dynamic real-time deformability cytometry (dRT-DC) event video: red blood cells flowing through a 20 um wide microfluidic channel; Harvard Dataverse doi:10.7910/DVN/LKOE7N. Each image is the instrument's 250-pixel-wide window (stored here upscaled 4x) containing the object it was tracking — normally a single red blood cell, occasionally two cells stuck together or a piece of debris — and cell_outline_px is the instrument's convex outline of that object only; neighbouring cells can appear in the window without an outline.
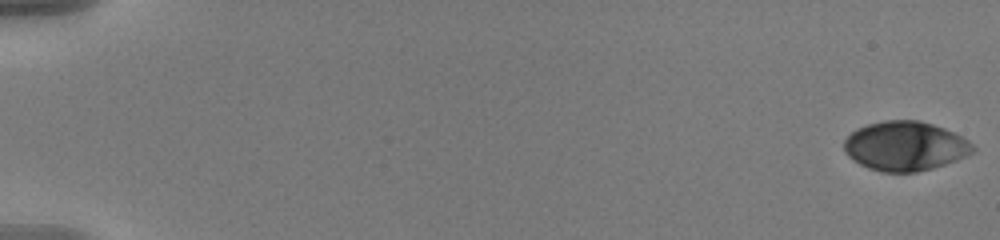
{"species": "human", "species_latin": "Homo sapiens", "temperature_condition": "warm", "stored_images_in_passage": 13, "camera_frame_rate_fps": 3000, "um_per_image_px": 0.085, "donor": {"sex": "male"}, "frame": {"image": 1, "passage_image": 1, "time_ms": 0.0, "image_size_px": [1000, 240], "cell_outline_px": [[976, 148], [972, 152], [956, 160], [932, 168], [916, 172], [880, 172], [868, 168], [852, 160], [844, 152], [844, 140], [856, 128], [868, 124], [884, 120], [920, 120], [944, 128], [968, 140]], "centroid_in_image_um": [76.9, 12.41], "position_along_channel_um": 8.1, "area_um2": 36.99}}
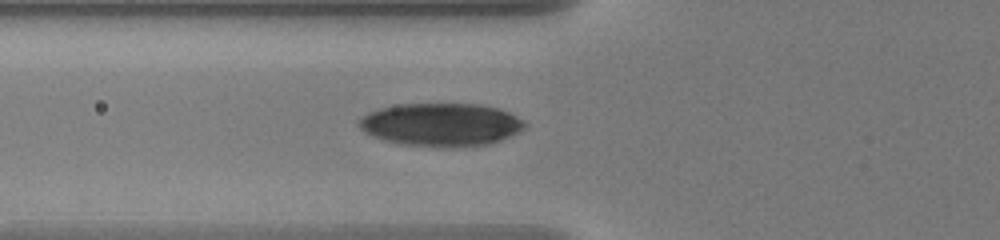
{"frame": {"image": 2, "passage_image": 11, "time_ms": 3.333, "image_size_px": [1000, 240], "cell_outline_px": [[524, 128], [512, 136], [488, 144], [456, 148], [440, 148], [400, 144], [384, 140], [364, 132], [356, 124], [360, 116], [368, 112], [380, 108], [400, 104], [480, 104], [500, 108], [524, 120]], "centroid_in_image_um": [37.47, 10.6], "position_along_channel_um": 88.3, "area_um2": 42.14}}
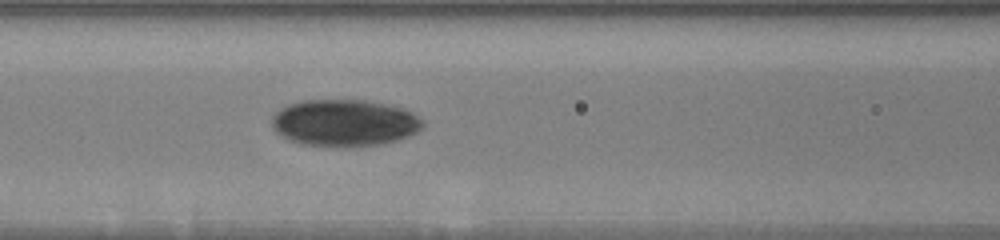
{"frame": {"image": 3, "passage_image": 13, "time_ms": 4.0, "image_size_px": [1000, 240], "cell_outline_px": [[424, 124], [416, 132], [408, 136], [396, 140], [376, 144], [348, 148], [336, 148], [304, 144], [288, 140], [276, 132], [272, 128], [272, 116], [280, 108], [288, 104], [300, 100], [364, 100], [396, 104], [412, 112], [424, 120]], "centroid_in_image_um": [29.28, 10.44], "position_along_channel_um": 137.3, "area_um2": 41.91}}